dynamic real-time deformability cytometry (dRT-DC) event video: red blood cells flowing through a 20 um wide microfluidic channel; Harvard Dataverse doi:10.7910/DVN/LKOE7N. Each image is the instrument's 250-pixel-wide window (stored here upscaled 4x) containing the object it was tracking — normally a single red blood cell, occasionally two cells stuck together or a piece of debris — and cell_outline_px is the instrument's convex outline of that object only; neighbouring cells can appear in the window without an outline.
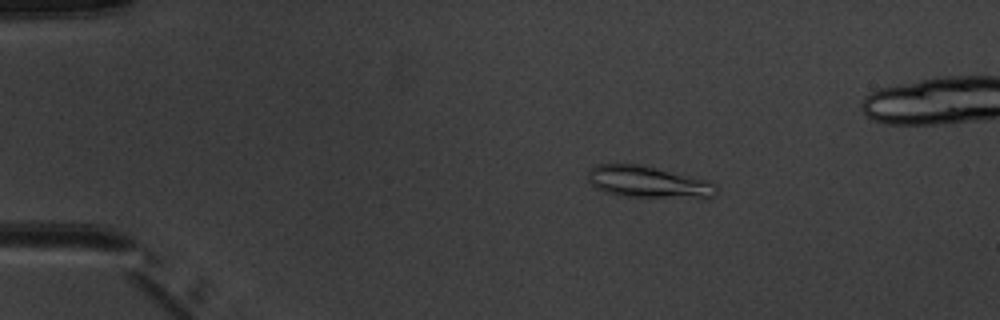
{"species": "common noctule bat (a hibernating species)", "species_latin": "Nyctalus noctula", "temperature_condition": "warm", "stored_images_in_passage": 5, "camera_frame_rate_fps": 3000, "um_per_image_px": 0.085, "animal": {"sex": "male", "body_mass_g": 20.1, "forearm_length_mm": 53.5}, "frame": {"image": 1, "passage_image": 2, "time_ms": 1.0, "image_size_px": [1000, 320], "cell_outline_px": [[716, 196], [616, 196], [604, 192], [596, 188], [588, 180], [588, 172], [596, 164], [640, 164], [712, 180], [716, 184]], "centroid_in_image_um": [55.06, 15.44], "position_along_channel_um": 29.9, "area_um2": 23.47}}